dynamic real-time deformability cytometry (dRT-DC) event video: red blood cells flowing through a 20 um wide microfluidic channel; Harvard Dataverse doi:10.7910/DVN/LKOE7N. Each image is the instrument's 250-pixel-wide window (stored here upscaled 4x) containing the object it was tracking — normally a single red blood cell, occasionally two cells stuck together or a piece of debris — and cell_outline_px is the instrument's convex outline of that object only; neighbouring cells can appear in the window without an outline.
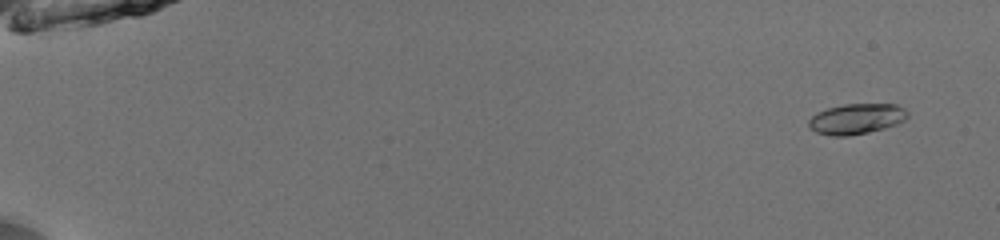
{"species": "common noctule bat (a hibernating species)", "species_latin": "Nyctalus noctula", "temperature_condition": "room temperature", "stored_images_in_passage": 53, "camera_frame_rate_fps": 3000, "um_per_image_px": 0.085, "animal": {"sex": "male", "body_mass_g": 13.0, "forearm_length_mm": 53.1}, "frame": {"image": 1, "passage_image": 4, "time_ms": 1.0, "image_size_px": [1000, 240], "cell_outline_px": [[908, 116], [904, 120], [896, 124], [884, 128], [868, 132], [848, 136], [832, 136], [816, 132], [808, 128], [808, 120], [816, 112], [828, 108], [844, 104], [896, 104], [904, 108], [908, 112]], "centroid_in_image_um": [72.77, 10.1], "position_along_channel_um": 12.2, "area_um2": 17.63}}
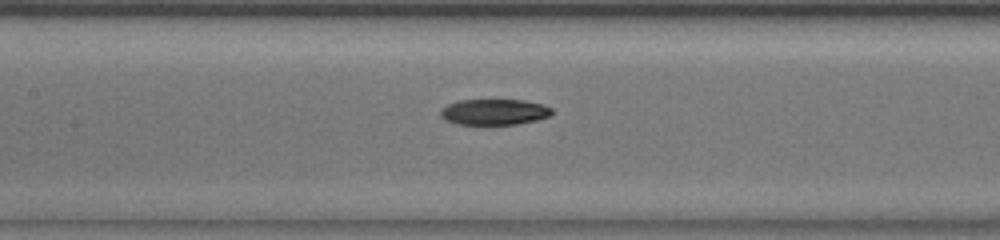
{"frame": {"image": 2, "passage_image": 28, "time_ms": 9.0, "image_size_px": [1000, 240], "cell_outline_px": [[552, 112], [548, 116], [536, 120], [516, 124], [456, 124], [444, 120], [440, 116], [440, 108], [448, 104], [460, 100], [524, 100], [544, 104], [552, 108]], "centroid_in_image_um": [41.98, 9.51], "position_along_channel_um": 165.4, "area_um2": 16.82}}
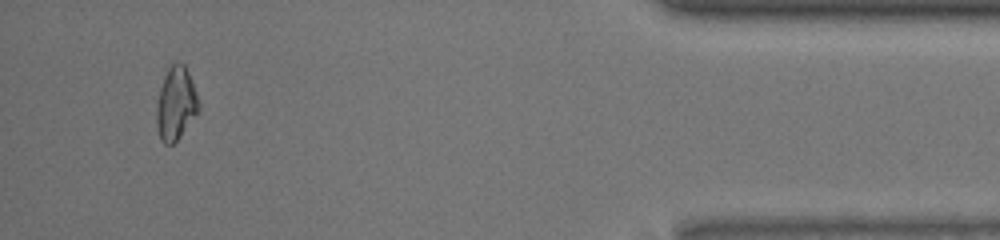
{"frame": {"image": 3, "passage_image": 51, "time_ms": 16.667, "image_size_px": [1000, 240], "cell_outline_px": [[200, 108], [180, 136], [172, 144], [164, 144], [160, 140], [156, 124], [156, 104], [160, 88], [164, 76], [168, 68], [176, 60], [184, 64], [188, 72], [196, 92], [200, 104]], "centroid_in_image_um": [14.93, 8.79], "position_along_channel_um": 420.3, "area_um2": 17.92}, "authors_computed_cell_mechanics": {"area_um2": 17.5712, "velocity_mm_per_s": 3.9905, "shape_relaxation_time_tau1_ms": 4.1751, "shape_relaxation_time_tau2_ms": null, "deformation_change_tau1": 0.1438, "deformation_change_tau2": null}}